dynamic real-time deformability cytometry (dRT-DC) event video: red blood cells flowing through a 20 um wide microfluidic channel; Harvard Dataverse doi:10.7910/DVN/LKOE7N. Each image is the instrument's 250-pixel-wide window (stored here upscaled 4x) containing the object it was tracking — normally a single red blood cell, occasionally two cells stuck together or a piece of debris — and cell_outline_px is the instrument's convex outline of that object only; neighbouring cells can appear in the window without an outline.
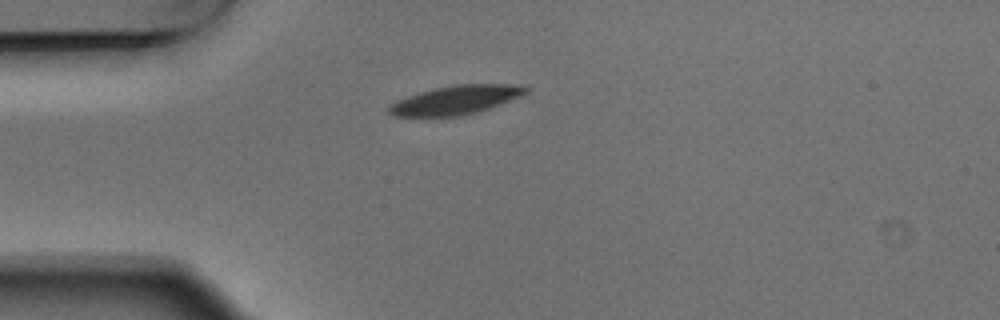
{"species": "Egyptian fruit bat (a non-hibernating species)", "species_latin": "Rousettus aegyptiacus", "temperature_condition": "warm", "stored_images_in_passage": 4, "camera_frame_rate_fps": 3000, "um_per_image_px": 0.085, "animal": {"sex": "male"}, "frame": {"image": 1, "passage_image": 1, "time_ms": 0.0, "image_size_px": [1000, 320], "cell_outline_px": [[528, 92], [520, 96], [488, 108], [460, 116], [396, 116], [388, 112], [388, 108], [396, 100], [420, 92], [436, 88], [456, 84], [520, 84], [528, 88]], "centroid_in_image_um": [38.75, 8.48], "position_along_channel_um": 46.2, "area_um2": 22.6}}
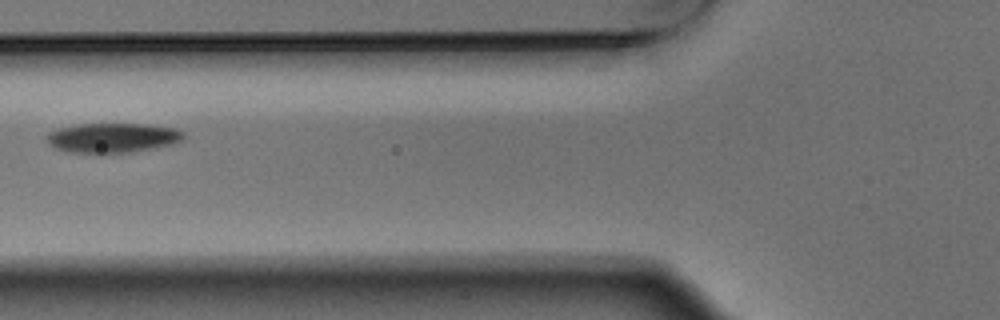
{"frame": {"image": 2, "passage_image": 3, "time_ms": 0.667, "image_size_px": [1000, 320], "cell_outline_px": [[184, 136], [180, 140], [172, 144], [128, 152], [68, 152], [56, 148], [48, 144], [48, 132], [60, 128], [76, 124], [148, 124], [176, 128], [184, 132]], "centroid_in_image_um": [9.57, 11.69], "position_along_channel_um": 116.2, "area_um2": 23.24}}
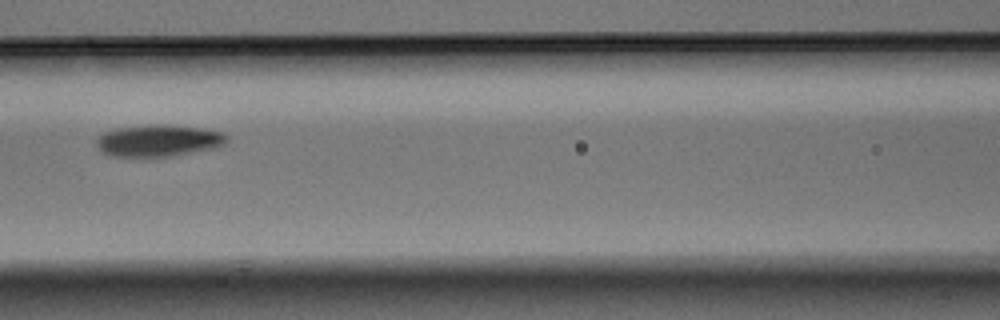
{"frame": {"image": 3, "passage_image": 4, "time_ms": 1.0, "image_size_px": [1000, 320], "cell_outline_px": [[228, 140], [224, 144], [216, 148], [172, 156], [108, 156], [100, 152], [96, 144], [96, 140], [104, 132], [116, 128], [148, 124], [168, 124], [204, 128], [224, 132], [228, 136]], "centroid_in_image_um": [13.49, 11.94], "position_along_channel_um": 153.1, "area_um2": 24.57}}